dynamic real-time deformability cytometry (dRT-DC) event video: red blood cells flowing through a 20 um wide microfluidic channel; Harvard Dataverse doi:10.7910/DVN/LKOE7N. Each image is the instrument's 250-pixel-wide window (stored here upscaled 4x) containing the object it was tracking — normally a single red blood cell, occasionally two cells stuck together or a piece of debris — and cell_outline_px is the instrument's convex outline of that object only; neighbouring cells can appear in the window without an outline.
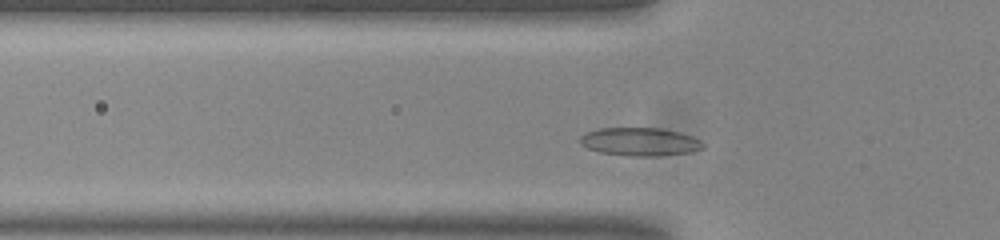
{"species": "common noctule bat (a hibernating species)", "species_latin": "Nyctalus noctula", "temperature_condition": "room temperature", "stored_images_in_passage": 40, "camera_frame_rate_fps": 3000, "um_per_image_px": 0.085, "animal": {"sex": "male", "body_mass_g": 20.0, "forearm_length_mm": 53.3}, "frame": {"image": 1, "passage_image": 3, "time_ms": 0.667, "image_size_px": [1000, 240], "cell_outline_px": [[704, 148], [692, 152], [660, 156], [628, 156], [600, 152], [588, 148], [580, 144], [580, 136], [588, 132], [600, 128], [660, 128], [680, 132], [692, 136], [700, 140], [704, 144]], "centroid_in_image_um": [54.43, 12.05], "position_along_channel_um": 71.4, "area_um2": 20.29}}
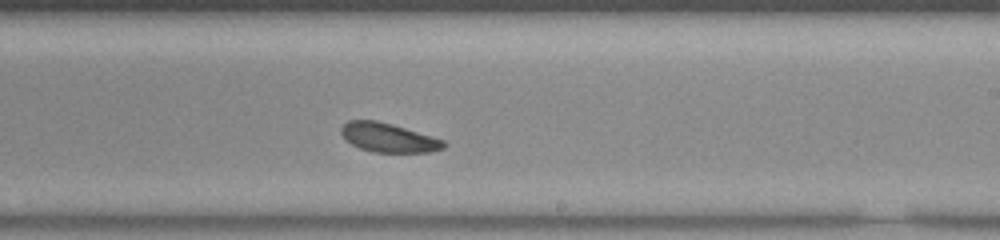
{"frame": {"image": 2, "passage_image": 18, "time_ms": 5.667, "image_size_px": [1000, 240], "cell_outline_px": [[448, 144], [444, 148], [428, 152], [372, 152], [360, 148], [344, 140], [340, 132], [340, 128], [348, 120], [376, 120], [392, 124], [444, 140]], "centroid_in_image_um": [32.98, 11.7], "position_along_channel_um": 256.0, "area_um2": 17.4}}
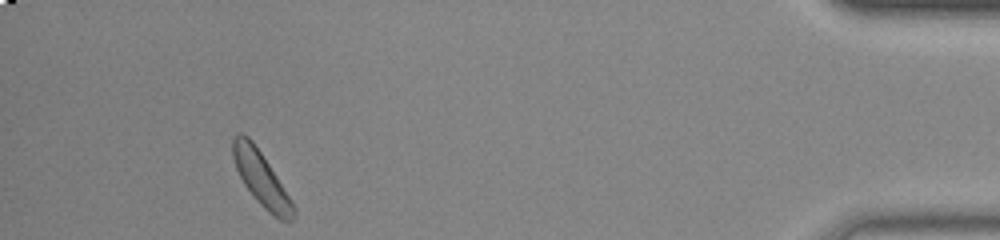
{"frame": {"image": 3, "passage_image": 36, "time_ms": 11.667, "image_size_px": [1000, 240], "cell_outline_px": [[296, 212], [292, 220], [288, 224], [280, 220], [268, 212], [256, 200], [244, 184], [236, 168], [232, 156], [232, 136], [236, 132], [244, 132], [252, 140], [292, 200], [296, 208]], "centroid_in_image_um": [22.2, 15.19], "position_along_channel_um": 413.0, "area_um2": 19.19}, "authors_computed_cell_mechanics": {"area_um2": 18.0336, "velocity_mm_per_s": 3.6851, "shape_relaxation_time_tau1_ms": 2.0517, "shape_relaxation_time_tau2_ms": null, "deformation_change_tau1": 0.0775, "deformation_change_tau2": null}}